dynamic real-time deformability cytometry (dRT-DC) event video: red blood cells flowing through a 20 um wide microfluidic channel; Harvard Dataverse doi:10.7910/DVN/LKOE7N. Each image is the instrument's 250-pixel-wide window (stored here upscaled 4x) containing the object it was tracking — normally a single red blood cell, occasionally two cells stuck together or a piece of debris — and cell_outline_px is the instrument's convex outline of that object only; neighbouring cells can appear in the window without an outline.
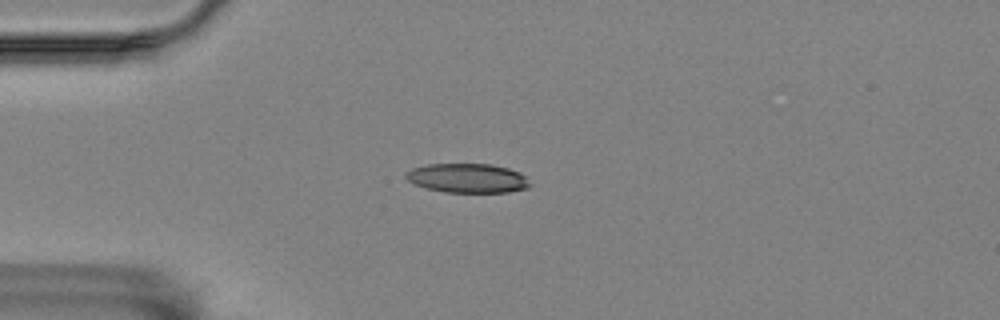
{"species": "Egyptian fruit bat (a non-hibernating species)", "species_latin": "Rousettus aegyptiacus", "temperature_condition": "room temperature", "stored_images_in_passage": 43, "camera_frame_rate_fps": 3000, "um_per_image_px": 0.085, "animal": {"sex": "female"}, "frame": {"image": 1, "passage_image": 1, "time_ms": 0.0, "image_size_px": [1000, 320], "cell_outline_px": [[532, 184], [528, 188], [508, 192], [444, 192], [428, 188], [416, 184], [408, 180], [404, 176], [404, 172], [412, 168], [428, 164], [492, 164], [508, 168], [520, 172]], "centroid_in_image_um": [39.75, 15.13], "position_along_channel_um": 45.2, "area_um2": 21.15}}
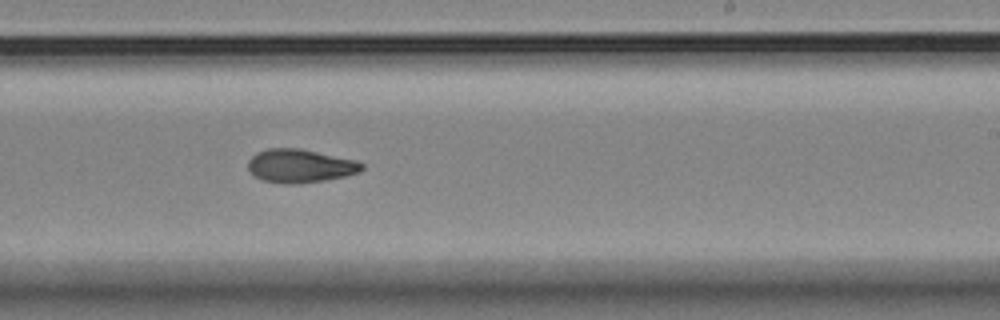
{"frame": {"image": 2, "passage_image": 21, "time_ms": 6.667, "image_size_px": [1000, 320], "cell_outline_px": [[364, 168], [360, 172], [344, 176], [324, 180], [300, 184], [284, 184], [264, 180], [256, 176], [248, 168], [248, 160], [256, 152], [268, 148], [300, 148], [356, 160], [364, 164]], "centroid_in_image_um": [25.52, 14.09], "position_along_channel_um": 263.5, "area_um2": 22.2}}
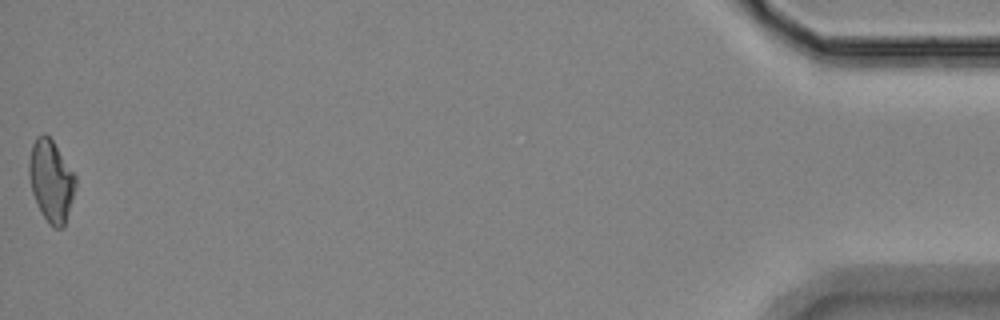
{"frame": {"image": 3, "passage_image": 43, "time_ms": 14.0, "image_size_px": [1000, 320], "cell_outline_px": [[76, 184], [64, 228], [56, 228], [48, 224], [32, 192], [28, 172], [28, 164], [32, 144], [36, 136], [44, 132], [52, 140], [76, 176]], "centroid_in_image_um": [4.34, 15.35], "position_along_channel_um": 430.9, "area_um2": 21.91}, "authors_computed_cell_mechanics": {"area_um2": 22.1374, "velocity_mm_per_s": 3.5401, "shape_relaxation_time_tau1_ms": 9.6215, "shape_relaxation_time_tau2_ms": 4.2418, "deformation_change_tau1": 0.2097, "deformation_change_tau2": 0.1049}}